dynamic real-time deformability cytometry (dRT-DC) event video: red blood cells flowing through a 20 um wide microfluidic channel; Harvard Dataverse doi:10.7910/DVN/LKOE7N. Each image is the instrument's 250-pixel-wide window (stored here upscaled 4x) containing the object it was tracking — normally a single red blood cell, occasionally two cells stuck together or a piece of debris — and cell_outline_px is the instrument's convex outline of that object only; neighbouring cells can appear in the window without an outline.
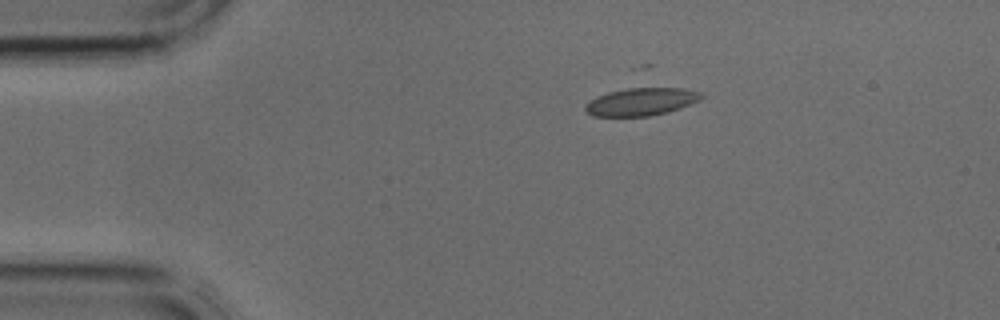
{"species": "common noctule bat (a hibernating species)", "species_latin": "Nyctalus noctula", "temperature_condition": "cold", "stored_images_in_passage": 2, "camera_frame_rate_fps": 3000, "um_per_image_px": 0.085, "animal": {"sex": "male", "body_mass_g": 17.9, "forearm_length_mm": 54.2}, "frame": {"image": 1, "passage_image": 1, "time_ms": 0.0, "image_size_px": [1000, 320], "cell_outline_px": [[704, 96], [700, 100], [680, 108], [668, 112], [648, 116], [592, 116], [584, 108], [584, 104], [596, 96], [608, 92], [644, 84], [648, 84], [684, 88], [700, 92]], "centroid_in_image_um": [54.53, 8.58], "position_along_channel_um": 30.5, "area_um2": 19.65}}